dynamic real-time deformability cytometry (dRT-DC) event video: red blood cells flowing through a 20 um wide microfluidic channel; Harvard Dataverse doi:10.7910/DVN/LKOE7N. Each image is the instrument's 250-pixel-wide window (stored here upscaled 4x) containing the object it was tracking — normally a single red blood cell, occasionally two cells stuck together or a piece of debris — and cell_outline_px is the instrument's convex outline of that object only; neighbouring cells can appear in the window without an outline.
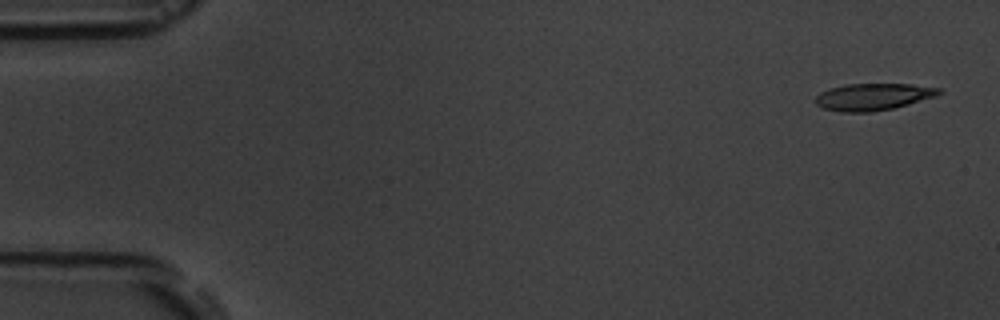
{"species": "common noctule bat (a hibernating species)", "species_latin": "Nyctalus noctula", "temperature_condition": "room temperature", "stored_images_in_passage": 5, "camera_frame_rate_fps": 3000, "um_per_image_px": 0.085, "animal": {"sex": "male", "body_mass_g": 19.5, "forearm_length_mm": 54.6}, "frame": {"image": 1, "passage_image": 1, "time_ms": 0.0, "image_size_px": [1000, 320], "cell_outline_px": [[944, 92], [936, 96], [908, 104], [892, 108], [872, 112], [840, 112], [820, 108], [816, 104], [816, 96], [820, 92], [828, 88], [844, 84], [912, 84], [944, 88]], "centroid_in_image_um": [74.22, 8.22], "position_along_channel_um": 10.8, "area_um2": 19.65}}
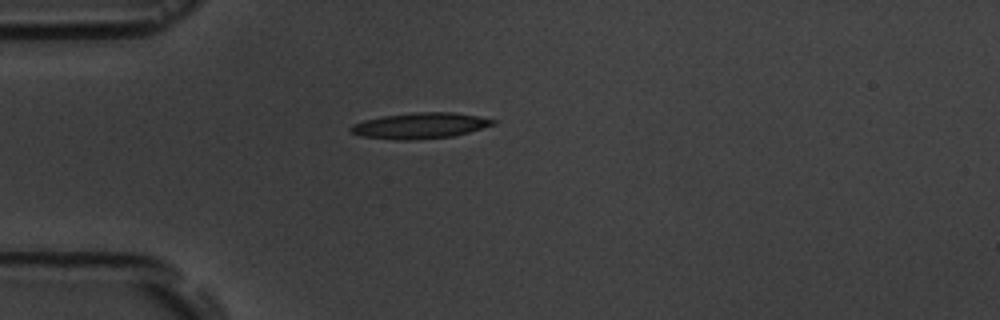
{"frame": {"image": 2, "passage_image": 4, "time_ms": 4.333, "image_size_px": [1000, 320], "cell_outline_px": [[500, 120], [496, 124], [468, 132], [452, 136], [416, 140], [396, 140], [360, 136], [352, 132], [348, 128], [352, 124], [364, 120], [384, 116], [416, 112], [452, 112], [480, 116]], "centroid_in_image_um": [35.74, 10.68], "position_along_channel_um": 49.3, "area_um2": 21.56}}